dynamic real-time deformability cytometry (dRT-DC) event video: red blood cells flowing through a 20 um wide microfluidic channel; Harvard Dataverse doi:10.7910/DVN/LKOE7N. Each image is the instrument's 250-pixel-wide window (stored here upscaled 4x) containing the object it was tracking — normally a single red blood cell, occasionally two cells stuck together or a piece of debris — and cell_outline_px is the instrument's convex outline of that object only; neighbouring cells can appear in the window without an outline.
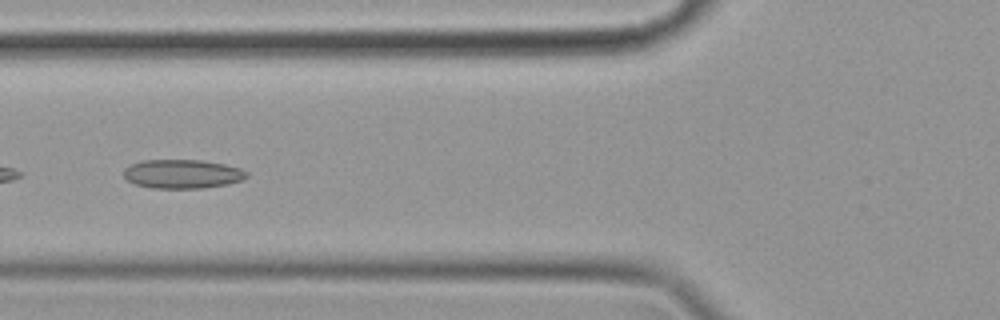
{"species": "common noctule bat (a hibernating species)", "species_latin": "Nyctalus noctula", "temperature_condition": "cold", "stored_images_in_passage": 55, "camera_frame_rate_fps": 3000, "um_per_image_px": 0.085, "animal": {"sex": "female", "body_mass_g": 19.9}, "frame": {"image": 1, "passage_image": 21, "time_ms": 6.667, "image_size_px": [1000, 320], "cell_outline_px": [[248, 176], [244, 180], [228, 184], [204, 188], [152, 188], [136, 184], [128, 180], [124, 176], [124, 168], [132, 164], [144, 160], [200, 160], [224, 164], [240, 168], [248, 172]], "centroid_in_image_um": [15.54, 14.79], "position_along_channel_um": 110.3, "area_um2": 20.75}}
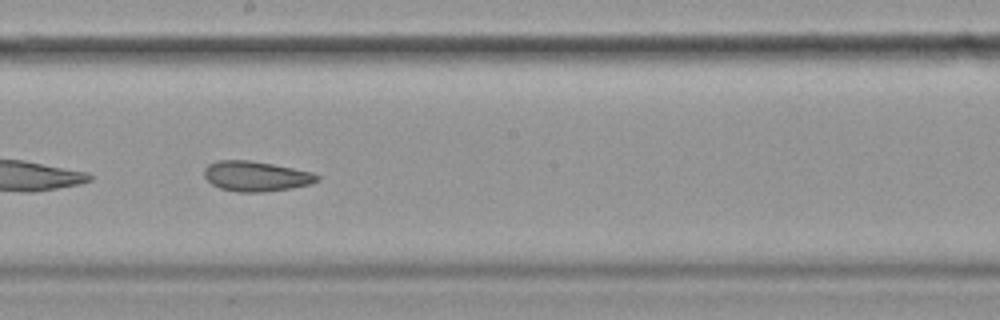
{"frame": {"image": 2, "passage_image": 31, "time_ms": 10.0, "image_size_px": [1000, 320], "cell_outline_px": [[320, 180], [312, 184], [292, 188], [264, 192], [236, 192], [220, 188], [212, 184], [204, 176], [204, 168], [208, 164], [216, 160], [248, 160], [272, 164], [312, 172], [320, 176]], "centroid_in_image_um": [21.76, 14.98], "position_along_channel_um": 226.4, "area_um2": 19.94}}
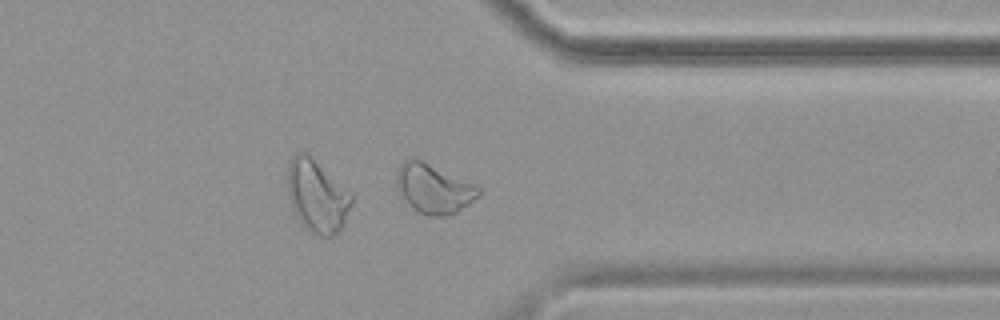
{"frame": {"image": 3, "passage_image": 44, "time_ms": 14.333, "image_size_px": [1000, 320], "cell_outline_px": [[480, 196], [456, 212], [444, 216], [428, 216], [420, 212], [404, 196], [396, 184], [396, 176], [400, 164], [408, 156], [412, 156], [480, 188]], "centroid_in_image_um": [36.85, 16.01], "position_along_channel_um": 374.5, "area_um2": 22.66}, "authors_computed_cell_mechanics": {"area_um2": 22.6576, "velocity_mm_per_s": 3.492, "shape_relaxation_time_tau1_ms": null, "shape_relaxation_time_tau2_ms": 3.914, "deformation_change_tau1": null, "deformation_change_tau2": 0.111}}